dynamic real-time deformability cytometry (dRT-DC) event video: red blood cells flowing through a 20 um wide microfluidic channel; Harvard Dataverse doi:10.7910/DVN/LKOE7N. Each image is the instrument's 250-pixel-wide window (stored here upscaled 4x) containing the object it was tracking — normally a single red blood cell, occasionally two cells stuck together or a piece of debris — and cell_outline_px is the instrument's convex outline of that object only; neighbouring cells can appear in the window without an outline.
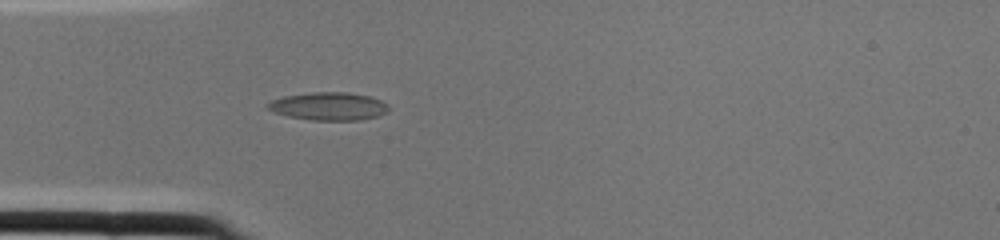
{"species": "common noctule bat (a hibernating species)", "species_latin": "Nyctalus noctula", "temperature_condition": "cold", "stored_images_in_passage": 2, "camera_frame_rate_fps": 3000, "um_per_image_px": 0.085, "animal": {"sex": "female", "body_mass_g": 22.0, "forearm_length_mm": 56.7}, "frame": {"image": 1, "passage_image": 2, "time_ms": 0.333, "image_size_px": [1000, 240], "cell_outline_px": [[388, 112], [380, 116], [360, 120], [312, 120], [288, 116], [264, 108], [264, 104], [272, 100], [284, 96], [312, 92], [344, 92], [368, 96], [380, 100], [388, 104]], "centroid_in_image_um": [27.93, 9.04], "position_along_channel_um": 57.1, "area_um2": 19.77}}